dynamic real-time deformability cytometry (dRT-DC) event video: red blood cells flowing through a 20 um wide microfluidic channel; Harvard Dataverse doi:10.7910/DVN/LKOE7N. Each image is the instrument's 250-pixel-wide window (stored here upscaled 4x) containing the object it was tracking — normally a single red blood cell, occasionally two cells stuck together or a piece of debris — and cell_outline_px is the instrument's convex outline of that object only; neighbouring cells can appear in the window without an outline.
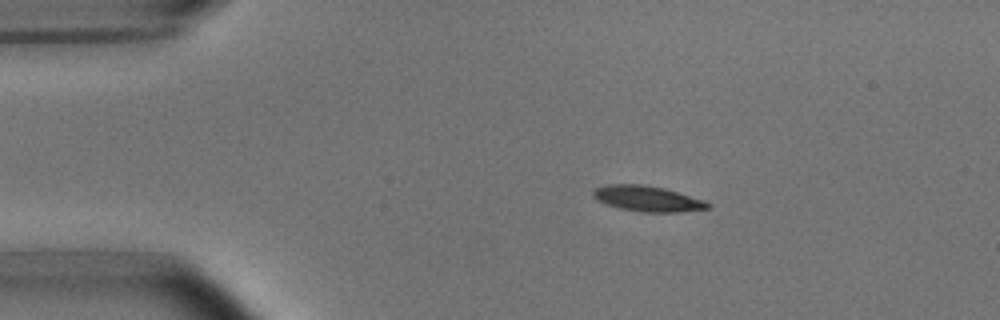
{"species": "common noctule bat (a hibernating species)", "species_latin": "Nyctalus noctula", "temperature_condition": "room temperature", "stored_images_in_passage": 7, "camera_frame_rate_fps": 3000, "um_per_image_px": 0.085, "animal": {"sex": "male", "body_mass_g": 15.6}, "frame": {"image": 1, "passage_image": 2, "time_ms": 0.333, "image_size_px": [1000, 320], "cell_outline_px": [[712, 208], [680, 212], [640, 212], [620, 208], [604, 204], [596, 200], [592, 196], [592, 192], [596, 188], [608, 184], [640, 184], [664, 188], [704, 200], [712, 204]], "centroid_in_image_um": [55.03, 16.89], "position_along_channel_um": 30.0, "area_um2": 17.22}}
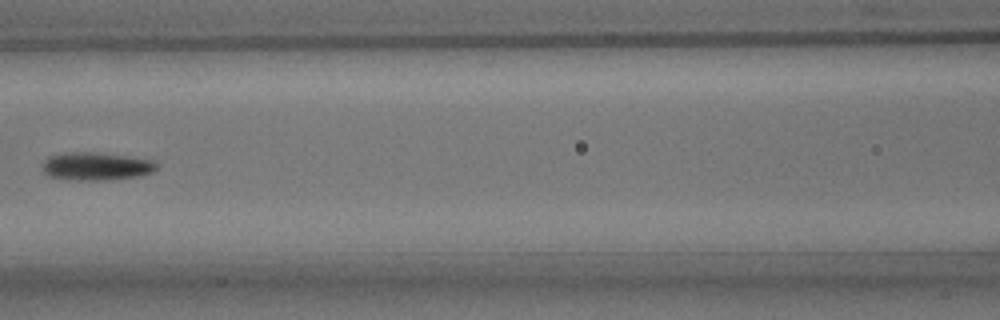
{"frame": {"image": 2, "passage_image": 6, "time_ms": 1.667, "image_size_px": [1000, 320], "cell_outline_px": [[160, 164], [152, 172], [140, 176], [108, 180], [72, 180], [48, 176], [44, 172], [44, 160], [48, 156], [64, 152], [92, 152], [124, 156], [152, 160]], "centroid_in_image_um": [8.17, 14.14], "position_along_channel_um": 158.4, "area_um2": 18.61}}
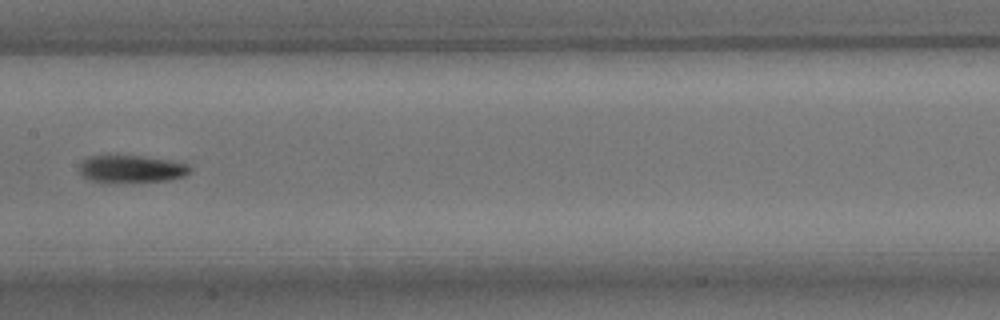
{"frame": {"image": 3, "passage_image": 7, "time_ms": 2.0, "image_size_px": [1000, 320], "cell_outline_px": [[192, 168], [184, 176], [168, 180], [104, 184], [100, 184], [84, 176], [80, 172], [80, 164], [88, 156], [144, 156], [172, 160], [188, 164]], "centroid_in_image_um": [11.17, 14.38], "position_along_channel_um": 196.2, "area_um2": 17.98}}